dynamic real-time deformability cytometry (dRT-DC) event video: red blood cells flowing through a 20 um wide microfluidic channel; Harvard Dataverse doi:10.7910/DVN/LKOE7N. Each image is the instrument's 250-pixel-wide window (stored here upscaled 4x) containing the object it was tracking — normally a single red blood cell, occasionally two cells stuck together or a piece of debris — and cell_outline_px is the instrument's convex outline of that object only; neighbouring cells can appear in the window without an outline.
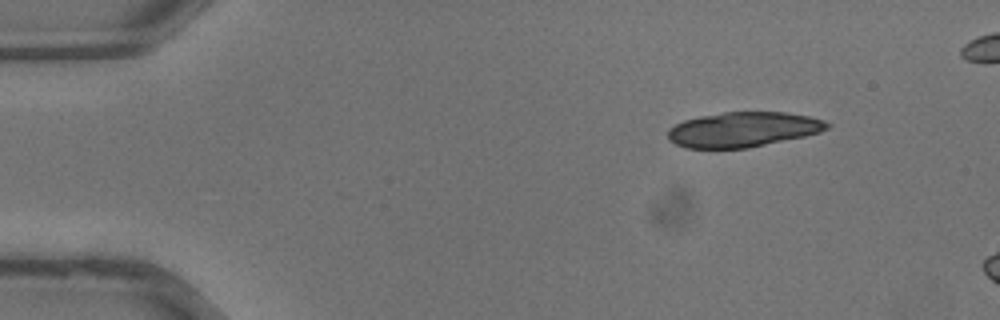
{"species": "common noctule bat (a hibernating species)", "species_latin": "Nyctalus noctula", "temperature_condition": "warm", "stored_images_in_passage": 7, "camera_frame_rate_fps": 3000, "um_per_image_px": 0.085, "animal": {"sex": "male", "body_mass_g": 13.3}, "frame": {"image": 1, "passage_image": 1, "time_ms": 0.0, "image_size_px": [1000, 320], "cell_outline_px": [[832, 124], [828, 128], [820, 132], [804, 136], [748, 148], [684, 148], [668, 140], [668, 128], [684, 120], [700, 116], [724, 112], [788, 112], [808, 116], [824, 120]], "centroid_in_image_um": [63.16, 11.0], "position_along_channel_um": 21.8, "area_um2": 32.48}}